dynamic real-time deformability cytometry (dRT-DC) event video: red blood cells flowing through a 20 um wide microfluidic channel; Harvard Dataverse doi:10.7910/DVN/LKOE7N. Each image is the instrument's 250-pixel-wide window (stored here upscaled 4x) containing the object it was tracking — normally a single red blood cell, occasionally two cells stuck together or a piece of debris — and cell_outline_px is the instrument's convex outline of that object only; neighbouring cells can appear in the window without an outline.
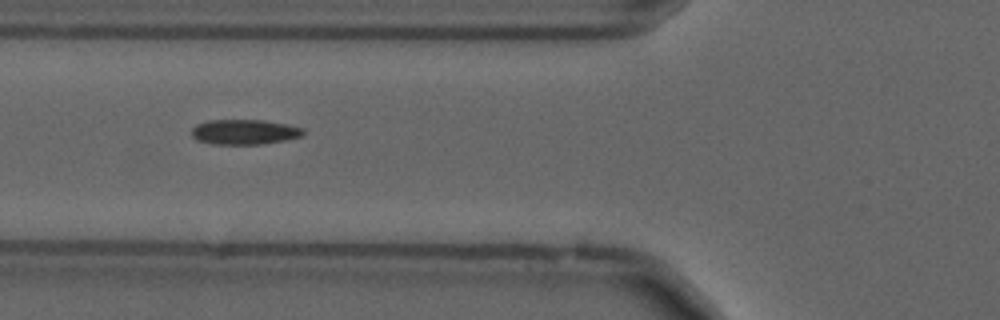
{"species": "common noctule bat (a hibernating species)", "species_latin": "Nyctalus noctula", "temperature_condition": "cold", "stored_images_in_passage": 43, "camera_frame_rate_fps": 3000, "um_per_image_px": 0.085, "animal": {"sex": "male", "forearm_length_mm": 52.5}, "frame": {"image": 1, "passage_image": 10, "time_ms": 3.0, "image_size_px": [1000, 320], "cell_outline_px": [[304, 132], [300, 136], [284, 140], [260, 144], [212, 144], [196, 140], [192, 136], [192, 128], [196, 124], [208, 120], [264, 120], [304, 128]], "centroid_in_image_um": [20.72, 11.21], "position_along_channel_um": 105.1, "area_um2": 16.18}}
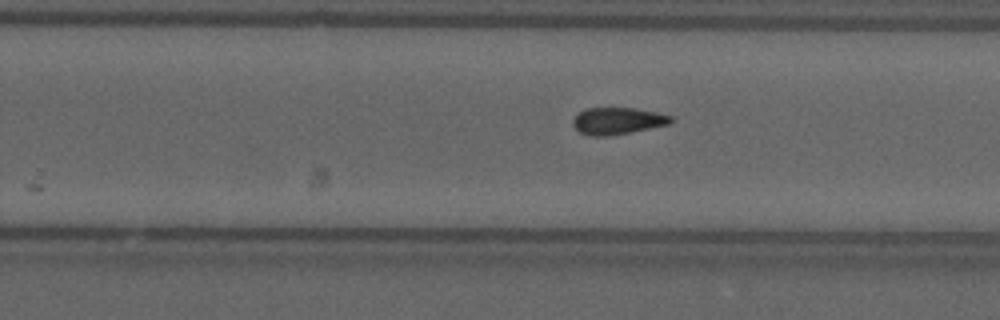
{"frame": {"image": 2, "passage_image": 24, "time_ms": 7.667, "image_size_px": [1000, 320], "cell_outline_px": [[672, 124], [608, 136], [588, 136], [580, 132], [572, 124], [572, 120], [584, 108], [636, 108], [656, 112], [672, 116]], "centroid_in_image_um": [52.5, 10.27], "position_along_channel_um": 277.3, "area_um2": 15.37}}
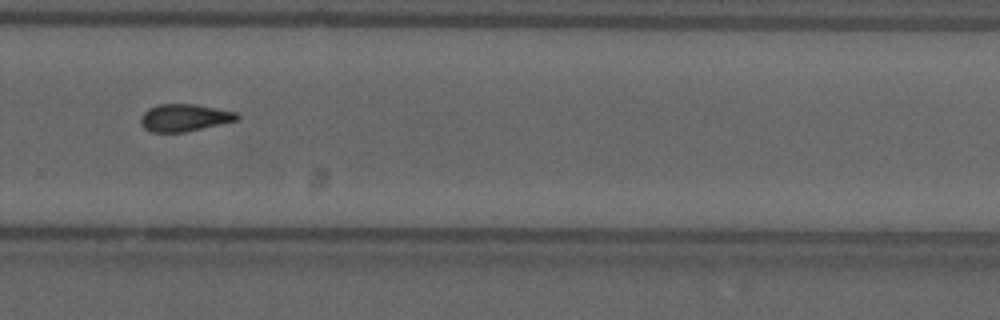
{"frame": {"image": 3, "passage_image": 27, "time_ms": 8.667, "image_size_px": [1000, 320], "cell_outline_px": [[240, 116], [236, 120], [220, 124], [184, 132], [148, 132], [140, 124], [140, 116], [148, 108], [156, 104], [196, 104], [236, 112]], "centroid_in_image_um": [15.61, 10.0], "position_along_channel_um": 314.2, "area_um2": 15.37}, "authors_computed_cell_mechanics": {"area_um2": 15.7216, "velocity_mm_per_s": 3.6915, "shape_relaxation_time_tau1_ms": null, "shape_relaxation_time_tau2_ms": 9.1402, "deformation_change_tau1": null, "deformation_change_tau2": 0.1477}}